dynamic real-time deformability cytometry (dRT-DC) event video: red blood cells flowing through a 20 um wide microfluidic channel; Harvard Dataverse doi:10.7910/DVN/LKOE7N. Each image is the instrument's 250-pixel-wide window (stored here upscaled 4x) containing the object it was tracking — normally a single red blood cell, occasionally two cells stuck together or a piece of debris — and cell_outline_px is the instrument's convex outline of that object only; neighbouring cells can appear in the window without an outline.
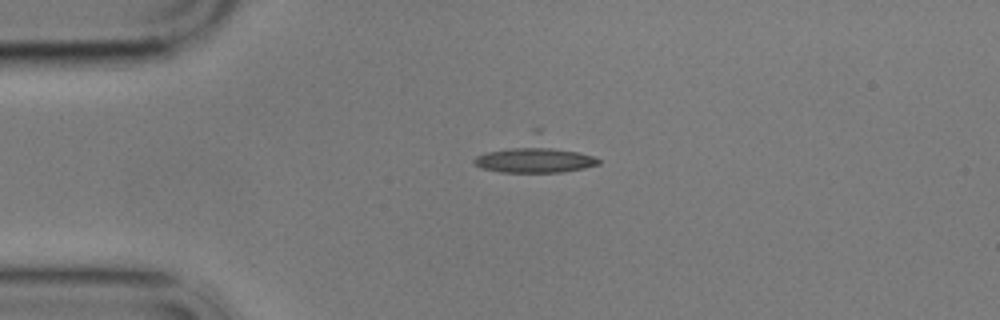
{"species": "common noctule bat (a hibernating species)", "species_latin": "Nyctalus noctula", "temperature_condition": "cold", "stored_images_in_passage": 3, "camera_frame_rate_fps": 3000, "um_per_image_px": 0.085, "animal": {"sex": "male", "body_mass_g": 17.9}, "frame": {"image": 1, "passage_image": 1, "time_ms": 0.0, "image_size_px": [1000, 320], "cell_outline_px": [[600, 164], [584, 168], [564, 172], [500, 172], [480, 168], [472, 160], [476, 156], [532, 128], [540, 128], [596, 156], [600, 160]], "centroid_in_image_um": [45.53, 13.15], "position_along_channel_um": 39.5, "area_um2": 25.89}}
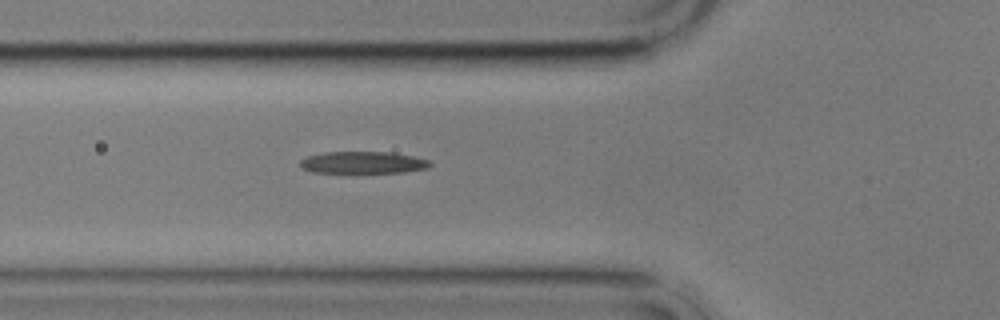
{"frame": {"image": 2, "passage_image": 3, "time_ms": 2.333, "image_size_px": [1000, 320], "cell_outline_px": [[432, 164], [428, 168], [404, 172], [312, 172], [304, 168], [300, 164], [300, 160], [308, 156], [324, 152], [392, 152], [416, 156], [428, 160]], "centroid_in_image_um": [30.9, 13.8], "position_along_channel_um": 94.9, "area_um2": 16.53}}